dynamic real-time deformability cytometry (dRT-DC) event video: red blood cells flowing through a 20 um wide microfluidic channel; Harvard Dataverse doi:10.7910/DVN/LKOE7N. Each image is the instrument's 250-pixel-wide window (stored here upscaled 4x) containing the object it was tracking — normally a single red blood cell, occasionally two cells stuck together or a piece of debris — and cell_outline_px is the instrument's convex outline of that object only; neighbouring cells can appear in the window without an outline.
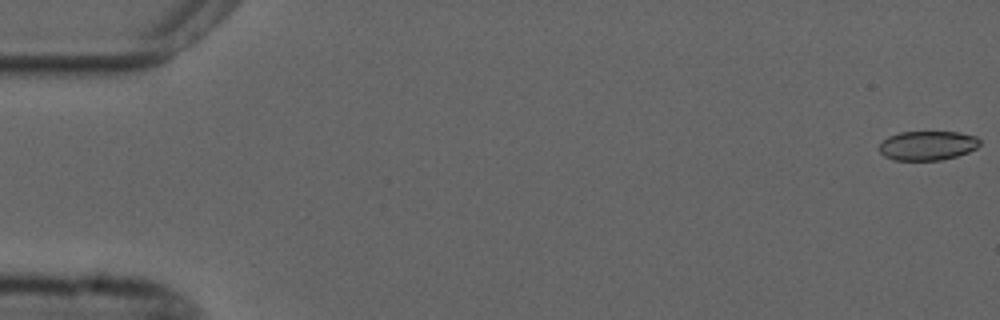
{"species": "common noctule bat (a hibernating species)", "species_latin": "Nyctalus noctula", "temperature_condition": "cold", "stored_images_in_passage": 55, "camera_frame_rate_fps": 3000, "um_per_image_px": 0.085, "animal": {"sex": "male", "forearm_length_mm": 52.5}, "frame": {"image": 1, "passage_image": 1, "time_ms": 0.0, "image_size_px": [1000, 320], "cell_outline_px": [[980, 144], [976, 148], [968, 152], [956, 156], [940, 160], [896, 160], [884, 156], [880, 152], [880, 140], [888, 136], [900, 132], [960, 132], [976, 136], [980, 140]], "centroid_in_image_um": [78.83, 12.36], "position_along_channel_um": 6.2, "area_um2": 17.22}}
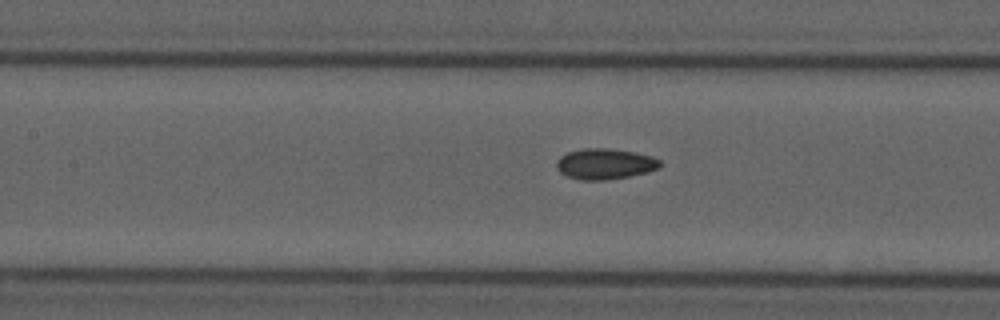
{"frame": {"image": 2, "passage_image": 25, "time_ms": 8.0, "image_size_px": [1000, 320], "cell_outline_px": [[660, 168], [648, 172], [628, 176], [604, 180], [580, 180], [568, 176], [560, 172], [556, 168], [556, 160], [560, 156], [568, 152], [584, 148], [608, 148], [632, 152], [652, 156], [660, 160]], "centroid_in_image_um": [51.4, 13.93], "position_along_channel_um": 156.0, "area_um2": 18.5}}
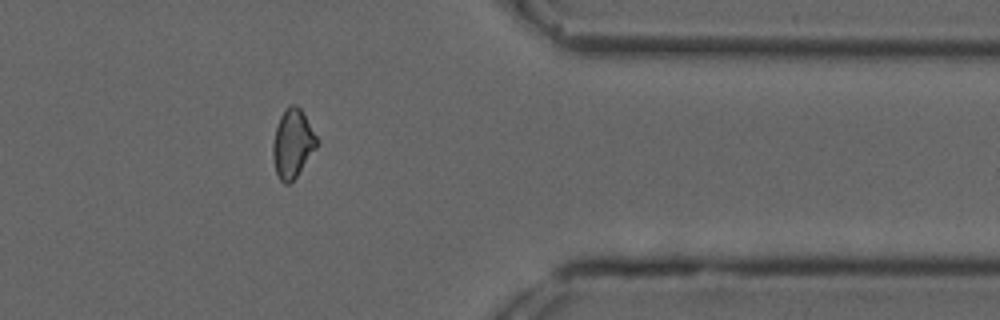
{"frame": {"image": 3, "passage_image": 45, "time_ms": 14.667, "image_size_px": [1000, 320], "cell_outline_px": [[320, 140], [316, 148], [296, 176], [288, 184], [284, 184], [280, 180], [276, 172], [272, 156], [272, 144], [276, 128], [280, 116], [284, 108], [288, 104], [296, 104], [300, 108]], "centroid_in_image_um": [24.87, 12.16], "position_along_channel_um": 386.5, "area_um2": 17.63}, "authors_computed_cell_mechanics": {"area_um2": 17.8602, "velocity_mm_per_s": 3.715, "shape_relaxation_time_tau1_ms": null, "shape_relaxation_time_tau2_ms": 3.3085, "deformation_change_tau1": null, "deformation_change_tau2": 0.0607}}